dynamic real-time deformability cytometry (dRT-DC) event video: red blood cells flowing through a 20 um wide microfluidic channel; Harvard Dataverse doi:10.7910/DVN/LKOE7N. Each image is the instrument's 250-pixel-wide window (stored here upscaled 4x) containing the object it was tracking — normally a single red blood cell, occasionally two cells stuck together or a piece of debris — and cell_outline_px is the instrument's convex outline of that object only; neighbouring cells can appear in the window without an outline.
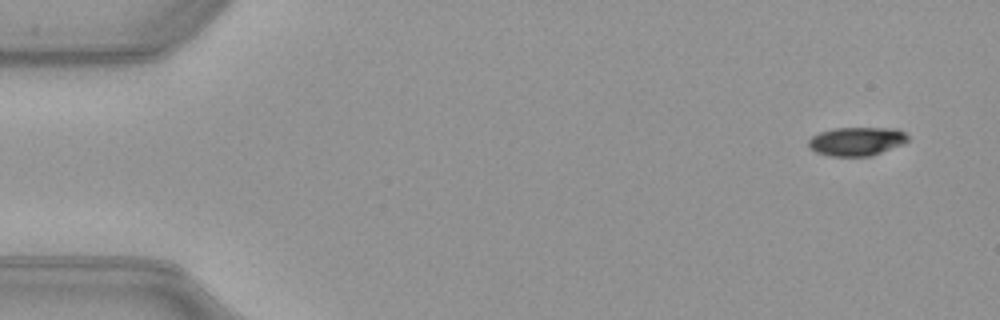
{"species": "common noctule bat (a hibernating species)", "species_latin": "Nyctalus noctula", "temperature_condition": "warm", "stored_images_in_passage": 49, "camera_frame_rate_fps": 3000, "um_per_image_px": 0.085, "animal": {"sex": "female", "body_mass_g": 21.9}, "frame": {"image": 1, "passage_image": 1, "time_ms": 0.0, "image_size_px": [1000, 320], "cell_outline_px": [[908, 140], [904, 144], [872, 156], [828, 156], [816, 152], [808, 144], [808, 140], [812, 136], [820, 132], [832, 128], [896, 128], [904, 132], [908, 136]], "centroid_in_image_um": [72.83, 12.01], "position_along_channel_um": 12.2, "area_um2": 16.7}}
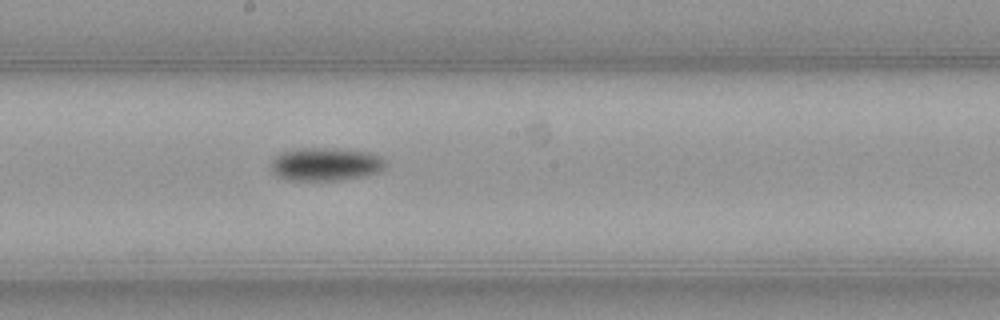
{"frame": {"image": 2, "passage_image": 26, "time_ms": 8.333, "image_size_px": [1000, 320], "cell_outline_px": [[388, 164], [380, 172], [364, 176], [340, 180], [284, 180], [276, 176], [272, 172], [272, 160], [276, 156], [284, 152], [300, 148], [332, 148], [368, 152], [380, 156]], "centroid_in_image_um": [27.7, 13.97], "position_along_channel_um": 220.5, "area_um2": 22.2}}
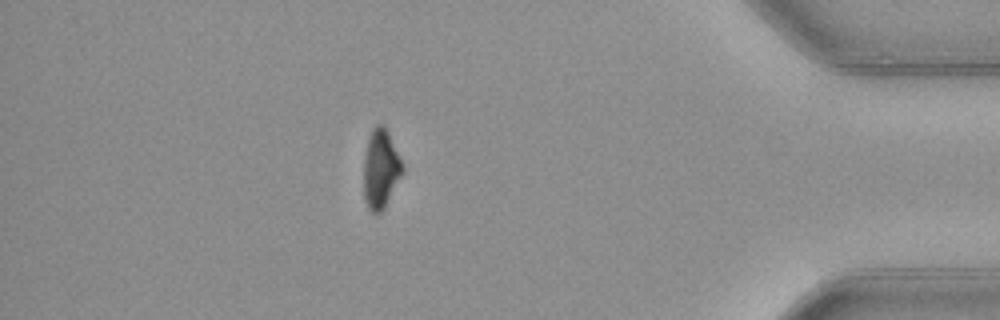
{"frame": {"image": 3, "passage_image": 43, "time_ms": 14.0, "image_size_px": [1000, 320], "cell_outline_px": [[404, 172], [384, 208], [380, 212], [372, 212], [368, 208], [364, 200], [364, 156], [368, 140], [372, 128], [376, 124], [384, 124], [404, 164]], "centroid_in_image_um": [32.37, 14.34], "position_along_channel_um": 402.8, "area_um2": 17.98}, "authors_computed_cell_mechanics": {"area_um2": 19.1318, "velocity_mm_per_s": 4.0166, "shape_relaxation_time_tau1_ms": 3.0508, "shape_relaxation_time_tau2_ms": null, "deformation_change_tau1": 0.1212, "deformation_change_tau2": null}}